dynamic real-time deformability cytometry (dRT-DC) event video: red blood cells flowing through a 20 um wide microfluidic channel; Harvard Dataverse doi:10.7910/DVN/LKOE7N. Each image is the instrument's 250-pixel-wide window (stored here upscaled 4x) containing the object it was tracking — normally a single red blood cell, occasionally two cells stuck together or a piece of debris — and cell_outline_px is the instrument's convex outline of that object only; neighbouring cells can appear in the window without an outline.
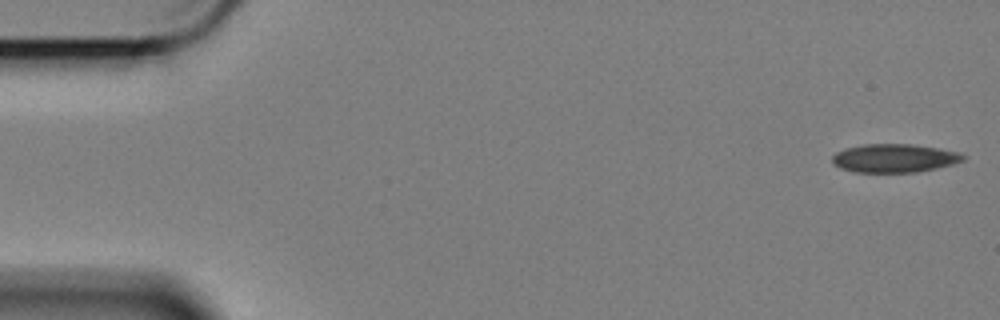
{"species": "Egyptian fruit bat (a non-hibernating species)", "species_latin": "Rousettus aegyptiacus", "temperature_condition": "cold", "stored_images_in_passage": 58, "camera_frame_rate_fps": 3000, "um_per_image_px": 0.085, "animal": {"sex": "female"}, "frame": {"image": 1, "passage_image": 1, "time_ms": 0.0, "image_size_px": [1000, 320], "cell_outline_px": [[964, 160], [952, 164], [936, 168], [916, 172], [856, 172], [840, 168], [832, 164], [832, 156], [836, 152], [844, 148], [864, 144], [912, 144], [960, 152], [964, 156]], "centroid_in_image_um": [75.98, 13.44], "position_along_channel_um": 9.0, "area_um2": 21.68}}
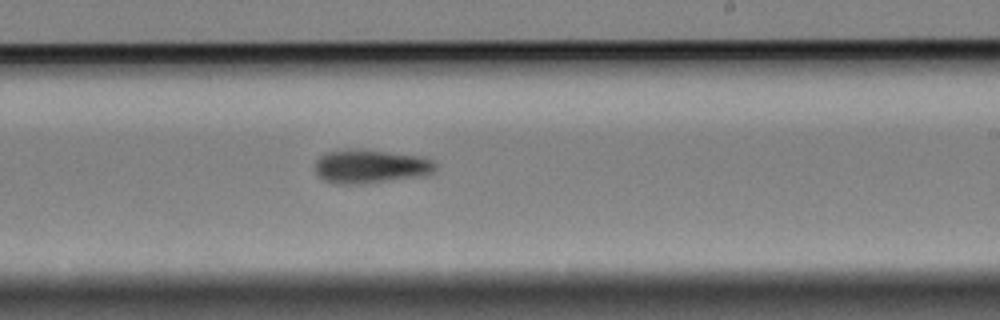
{"frame": {"image": 2, "passage_image": 34, "time_ms": 11.0, "image_size_px": [1000, 320], "cell_outline_px": [[436, 172], [424, 176], [360, 184], [336, 184], [324, 180], [316, 176], [316, 160], [324, 152], [352, 148], [416, 156], [432, 160], [436, 164]], "centroid_in_image_um": [31.46, 14.16], "position_along_channel_um": 257.5, "area_um2": 23.7}}
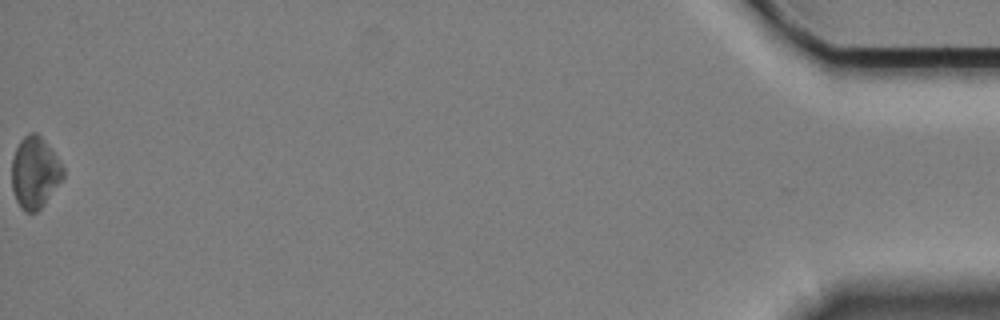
{"frame": {"image": 3, "passage_image": 58, "time_ms": 19.0, "image_size_px": [1000, 320], "cell_outline_px": [[64, 176], [40, 208], [36, 212], [24, 212], [20, 208], [16, 200], [12, 188], [12, 160], [16, 148], [20, 140], [28, 132], [36, 132], [44, 140], [64, 168]], "centroid_in_image_um": [2.93, 14.66], "position_along_channel_um": 432.3, "area_um2": 21.1}, "authors_computed_cell_mechanics": {"area_um2": 22.1952, "velocity_mm_per_s": 3.4045, "shape_relaxation_time_tau1_ms": 5.7894, "shape_relaxation_time_tau2_ms": null, "deformation_change_tau1": 0.0924, "deformation_change_tau2": null}}